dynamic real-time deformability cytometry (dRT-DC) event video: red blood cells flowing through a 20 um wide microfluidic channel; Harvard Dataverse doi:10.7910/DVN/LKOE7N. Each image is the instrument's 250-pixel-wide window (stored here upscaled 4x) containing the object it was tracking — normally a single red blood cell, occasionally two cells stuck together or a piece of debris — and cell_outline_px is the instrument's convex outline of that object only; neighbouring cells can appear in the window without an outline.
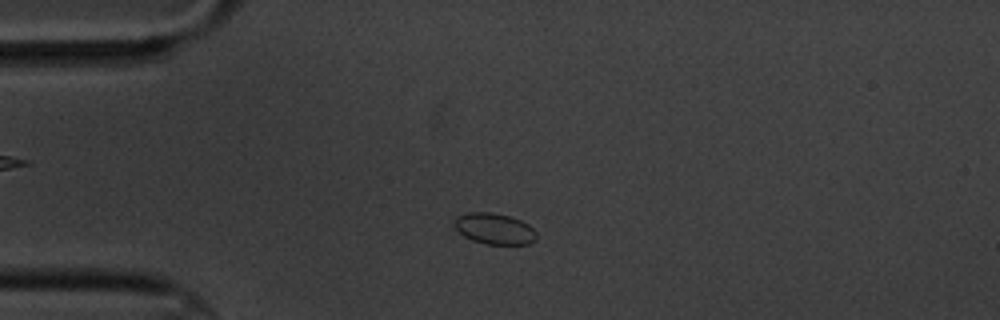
{"species": "common noctule bat (a hibernating species)", "species_latin": "Nyctalus noctula", "temperature_condition": "cold", "stored_images_in_passage": 3, "camera_frame_rate_fps": 3000, "um_per_image_px": 0.085, "animal": {"sex": "male", "body_mass_g": 20.1, "forearm_length_mm": 53.5}, "frame": {"image": 1, "passage_image": 2, "time_ms": 1.333, "image_size_px": [1000, 320], "cell_outline_px": [[536, 240], [528, 244], [484, 244], [472, 240], [464, 236], [452, 224], [456, 216], [468, 212], [492, 212], [508, 216], [520, 220], [528, 224], [536, 232]], "centroid_in_image_um": [42.0, 19.44], "position_along_channel_um": 43.0, "area_um2": 14.91}}